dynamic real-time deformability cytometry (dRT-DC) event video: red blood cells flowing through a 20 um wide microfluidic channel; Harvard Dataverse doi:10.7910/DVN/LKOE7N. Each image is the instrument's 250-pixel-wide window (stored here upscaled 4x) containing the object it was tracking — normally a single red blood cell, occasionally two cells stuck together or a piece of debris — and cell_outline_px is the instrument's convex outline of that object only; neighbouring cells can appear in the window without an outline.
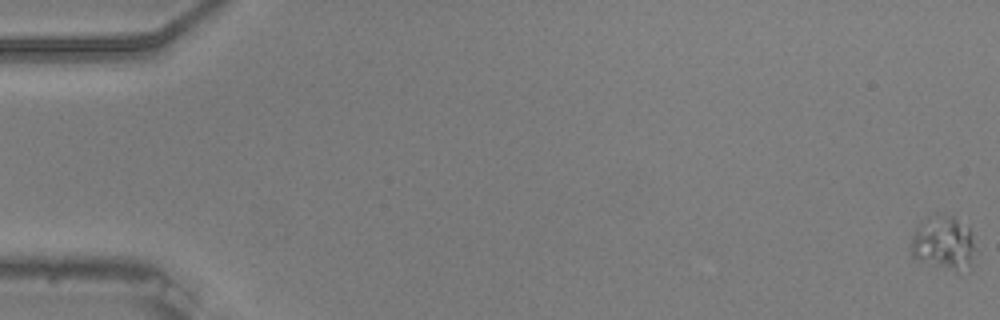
{"species": "common noctule bat (a hibernating species)", "species_latin": "Nyctalus noctula", "temperature_condition": "warm", "stored_images_in_passage": 58, "camera_frame_rate_fps": 3000, "um_per_image_px": 0.085, "animal": {"sex": "male", "body_mass_g": 20.5, "forearm_length_mm": 52.5}, "frame": {"image": 1, "passage_image": 1, "time_ms": 0.0, "image_size_px": [1000, 320], "cell_outline_px": [[972, 268], [956, 272], [916, 260], [912, 256], [912, 240], [916, 228], [920, 224], [944, 216], [952, 216], [968, 228], [972, 244]], "centroid_in_image_um": [80.2, 20.76], "position_along_channel_um": 4.8, "area_um2": 19.13}}
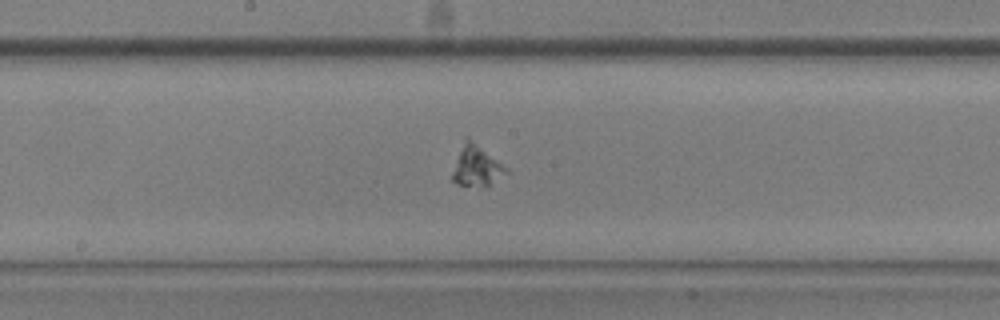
{"frame": {"image": 2, "passage_image": 32, "time_ms": 10.333, "image_size_px": [1000, 320], "cell_outline_px": [[508, 172], [488, 184], [456, 184], [452, 180], [452, 172], [464, 136], [468, 136], [508, 168]], "centroid_in_image_um": [40.47, 14.03], "position_along_channel_um": 207.7, "area_um2": 12.31}}
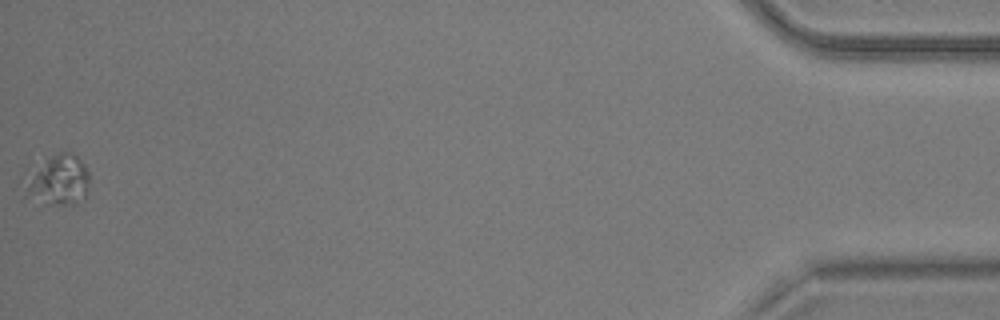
{"frame": {"image": 3, "passage_image": 58, "time_ms": 19.0, "image_size_px": [1000, 320], "cell_outline_px": [[88, 196], [84, 200], [76, 204], [56, 204], [20, 200], [36, 172], [56, 152], [72, 152], [84, 164], [88, 172]], "centroid_in_image_um": [5.04, 15.41], "position_along_channel_um": 430.2, "area_um2": 18.38}}